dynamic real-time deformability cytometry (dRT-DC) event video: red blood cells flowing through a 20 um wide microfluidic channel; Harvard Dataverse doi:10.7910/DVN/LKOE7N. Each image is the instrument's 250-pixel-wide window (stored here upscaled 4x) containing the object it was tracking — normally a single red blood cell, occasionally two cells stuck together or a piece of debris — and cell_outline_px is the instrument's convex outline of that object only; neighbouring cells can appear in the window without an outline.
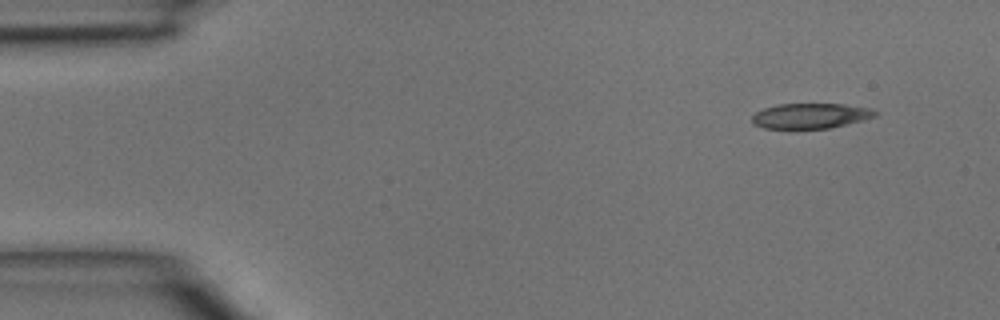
{"species": "common noctule bat (a hibernating species)", "species_latin": "Nyctalus noctula", "temperature_condition": "room temperature", "stored_images_in_passage": 4, "camera_frame_rate_fps": 3000, "um_per_image_px": 0.085, "animal": {"sex": "male", "body_mass_g": 15.6}, "frame": {"image": 1, "passage_image": 1, "time_ms": 0.0, "image_size_px": [1000, 320], "cell_outline_px": [[880, 112], [876, 116], [864, 120], [828, 128], [764, 128], [752, 124], [752, 116], [756, 112], [764, 108], [776, 104], [844, 104], [872, 108]], "centroid_in_image_um": [68.92, 9.84], "position_along_channel_um": 16.1, "area_um2": 18.15}}
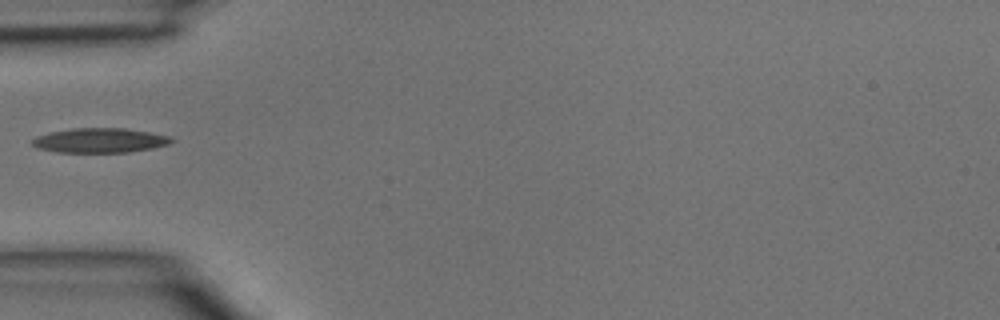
{"frame": {"image": 2, "passage_image": 4, "time_ms": 1.0, "image_size_px": [1000, 320], "cell_outline_px": [[176, 140], [168, 144], [152, 148], [128, 152], [56, 152], [40, 148], [32, 144], [32, 140], [36, 136], [48, 132], [72, 128], [124, 128], [148, 132], [168, 136]], "centroid_in_image_um": [8.47, 11.93], "position_along_channel_um": 76.5, "area_um2": 19.83}}